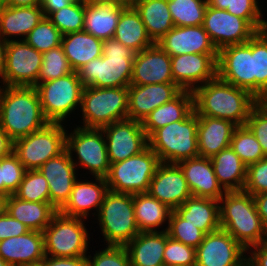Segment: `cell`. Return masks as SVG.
<instances>
[{
  "label": "cell",
  "mask_w": 267,
  "mask_h": 266,
  "mask_svg": "<svg viewBox=\"0 0 267 266\" xmlns=\"http://www.w3.org/2000/svg\"><path fill=\"white\" fill-rule=\"evenodd\" d=\"M5 5L13 7L36 6L41 5V0H5Z\"/></svg>",
  "instance_id": "obj_61"
},
{
  "label": "cell",
  "mask_w": 267,
  "mask_h": 266,
  "mask_svg": "<svg viewBox=\"0 0 267 266\" xmlns=\"http://www.w3.org/2000/svg\"><path fill=\"white\" fill-rule=\"evenodd\" d=\"M198 116L193 111L187 118L157 129L148 146L157 154L160 163L178 162L199 156L197 142Z\"/></svg>",
  "instance_id": "obj_5"
},
{
  "label": "cell",
  "mask_w": 267,
  "mask_h": 266,
  "mask_svg": "<svg viewBox=\"0 0 267 266\" xmlns=\"http://www.w3.org/2000/svg\"><path fill=\"white\" fill-rule=\"evenodd\" d=\"M246 126L254 134L267 157V106L259 101L251 110Z\"/></svg>",
  "instance_id": "obj_51"
},
{
  "label": "cell",
  "mask_w": 267,
  "mask_h": 266,
  "mask_svg": "<svg viewBox=\"0 0 267 266\" xmlns=\"http://www.w3.org/2000/svg\"><path fill=\"white\" fill-rule=\"evenodd\" d=\"M42 61V53L25 40L8 41L5 69L0 78V86L35 87L38 83Z\"/></svg>",
  "instance_id": "obj_13"
},
{
  "label": "cell",
  "mask_w": 267,
  "mask_h": 266,
  "mask_svg": "<svg viewBox=\"0 0 267 266\" xmlns=\"http://www.w3.org/2000/svg\"><path fill=\"white\" fill-rule=\"evenodd\" d=\"M193 111V93L189 90H183L176 98L148 114L141 124L149 138L157 129L175 121L184 120Z\"/></svg>",
  "instance_id": "obj_30"
},
{
  "label": "cell",
  "mask_w": 267,
  "mask_h": 266,
  "mask_svg": "<svg viewBox=\"0 0 267 266\" xmlns=\"http://www.w3.org/2000/svg\"><path fill=\"white\" fill-rule=\"evenodd\" d=\"M62 34L58 28L44 17L27 35L25 41L43 53L61 45Z\"/></svg>",
  "instance_id": "obj_45"
},
{
  "label": "cell",
  "mask_w": 267,
  "mask_h": 266,
  "mask_svg": "<svg viewBox=\"0 0 267 266\" xmlns=\"http://www.w3.org/2000/svg\"><path fill=\"white\" fill-rule=\"evenodd\" d=\"M218 54H183L171 56L174 83L182 90L195 88L217 77Z\"/></svg>",
  "instance_id": "obj_18"
},
{
  "label": "cell",
  "mask_w": 267,
  "mask_h": 266,
  "mask_svg": "<svg viewBox=\"0 0 267 266\" xmlns=\"http://www.w3.org/2000/svg\"><path fill=\"white\" fill-rule=\"evenodd\" d=\"M202 26L217 50L228 45L244 44L258 32L247 20L209 5Z\"/></svg>",
  "instance_id": "obj_15"
},
{
  "label": "cell",
  "mask_w": 267,
  "mask_h": 266,
  "mask_svg": "<svg viewBox=\"0 0 267 266\" xmlns=\"http://www.w3.org/2000/svg\"><path fill=\"white\" fill-rule=\"evenodd\" d=\"M5 6V0H0V8Z\"/></svg>",
  "instance_id": "obj_67"
},
{
  "label": "cell",
  "mask_w": 267,
  "mask_h": 266,
  "mask_svg": "<svg viewBox=\"0 0 267 266\" xmlns=\"http://www.w3.org/2000/svg\"><path fill=\"white\" fill-rule=\"evenodd\" d=\"M133 7L139 13L146 32L154 43L174 27L168 0H135Z\"/></svg>",
  "instance_id": "obj_36"
},
{
  "label": "cell",
  "mask_w": 267,
  "mask_h": 266,
  "mask_svg": "<svg viewBox=\"0 0 267 266\" xmlns=\"http://www.w3.org/2000/svg\"><path fill=\"white\" fill-rule=\"evenodd\" d=\"M247 251L224 229L205 234L195 266H246Z\"/></svg>",
  "instance_id": "obj_16"
},
{
  "label": "cell",
  "mask_w": 267,
  "mask_h": 266,
  "mask_svg": "<svg viewBox=\"0 0 267 266\" xmlns=\"http://www.w3.org/2000/svg\"><path fill=\"white\" fill-rule=\"evenodd\" d=\"M30 229L5 212L0 216V241L7 238L18 237L27 233Z\"/></svg>",
  "instance_id": "obj_53"
},
{
  "label": "cell",
  "mask_w": 267,
  "mask_h": 266,
  "mask_svg": "<svg viewBox=\"0 0 267 266\" xmlns=\"http://www.w3.org/2000/svg\"><path fill=\"white\" fill-rule=\"evenodd\" d=\"M43 114L50 123H67L71 114L79 112L82 90L78 73L73 71L55 80L37 83Z\"/></svg>",
  "instance_id": "obj_9"
},
{
  "label": "cell",
  "mask_w": 267,
  "mask_h": 266,
  "mask_svg": "<svg viewBox=\"0 0 267 266\" xmlns=\"http://www.w3.org/2000/svg\"><path fill=\"white\" fill-rule=\"evenodd\" d=\"M147 193L173 211L192 196L180 167L167 163L158 165Z\"/></svg>",
  "instance_id": "obj_20"
},
{
  "label": "cell",
  "mask_w": 267,
  "mask_h": 266,
  "mask_svg": "<svg viewBox=\"0 0 267 266\" xmlns=\"http://www.w3.org/2000/svg\"><path fill=\"white\" fill-rule=\"evenodd\" d=\"M45 256L43 232L29 230L18 237L0 241V257L10 266L40 263Z\"/></svg>",
  "instance_id": "obj_26"
},
{
  "label": "cell",
  "mask_w": 267,
  "mask_h": 266,
  "mask_svg": "<svg viewBox=\"0 0 267 266\" xmlns=\"http://www.w3.org/2000/svg\"><path fill=\"white\" fill-rule=\"evenodd\" d=\"M243 191L252 196L267 192V157L247 166Z\"/></svg>",
  "instance_id": "obj_52"
},
{
  "label": "cell",
  "mask_w": 267,
  "mask_h": 266,
  "mask_svg": "<svg viewBox=\"0 0 267 266\" xmlns=\"http://www.w3.org/2000/svg\"><path fill=\"white\" fill-rule=\"evenodd\" d=\"M169 237L181 243L197 248L203 241L205 233L195 225L187 223L175 211H172L167 229Z\"/></svg>",
  "instance_id": "obj_46"
},
{
  "label": "cell",
  "mask_w": 267,
  "mask_h": 266,
  "mask_svg": "<svg viewBox=\"0 0 267 266\" xmlns=\"http://www.w3.org/2000/svg\"><path fill=\"white\" fill-rule=\"evenodd\" d=\"M0 165L5 195H13L17 191L27 170L13 152L1 158Z\"/></svg>",
  "instance_id": "obj_48"
},
{
  "label": "cell",
  "mask_w": 267,
  "mask_h": 266,
  "mask_svg": "<svg viewBox=\"0 0 267 266\" xmlns=\"http://www.w3.org/2000/svg\"><path fill=\"white\" fill-rule=\"evenodd\" d=\"M6 45L7 41L0 37V78L2 77L5 69Z\"/></svg>",
  "instance_id": "obj_62"
},
{
  "label": "cell",
  "mask_w": 267,
  "mask_h": 266,
  "mask_svg": "<svg viewBox=\"0 0 267 266\" xmlns=\"http://www.w3.org/2000/svg\"><path fill=\"white\" fill-rule=\"evenodd\" d=\"M217 77L255 97L253 37L244 44L228 45L218 50Z\"/></svg>",
  "instance_id": "obj_14"
},
{
  "label": "cell",
  "mask_w": 267,
  "mask_h": 266,
  "mask_svg": "<svg viewBox=\"0 0 267 266\" xmlns=\"http://www.w3.org/2000/svg\"><path fill=\"white\" fill-rule=\"evenodd\" d=\"M125 7L115 5H89L84 2L83 31L107 40L114 37L116 27Z\"/></svg>",
  "instance_id": "obj_38"
},
{
  "label": "cell",
  "mask_w": 267,
  "mask_h": 266,
  "mask_svg": "<svg viewBox=\"0 0 267 266\" xmlns=\"http://www.w3.org/2000/svg\"><path fill=\"white\" fill-rule=\"evenodd\" d=\"M42 55L38 83L55 80L73 72L61 45L43 52Z\"/></svg>",
  "instance_id": "obj_44"
},
{
  "label": "cell",
  "mask_w": 267,
  "mask_h": 266,
  "mask_svg": "<svg viewBox=\"0 0 267 266\" xmlns=\"http://www.w3.org/2000/svg\"><path fill=\"white\" fill-rule=\"evenodd\" d=\"M192 196L219 200L225 190L218 183L210 158L195 157L177 163Z\"/></svg>",
  "instance_id": "obj_25"
},
{
  "label": "cell",
  "mask_w": 267,
  "mask_h": 266,
  "mask_svg": "<svg viewBox=\"0 0 267 266\" xmlns=\"http://www.w3.org/2000/svg\"><path fill=\"white\" fill-rule=\"evenodd\" d=\"M210 159L217 181L225 191H243L247 166L230 146Z\"/></svg>",
  "instance_id": "obj_35"
},
{
  "label": "cell",
  "mask_w": 267,
  "mask_h": 266,
  "mask_svg": "<svg viewBox=\"0 0 267 266\" xmlns=\"http://www.w3.org/2000/svg\"><path fill=\"white\" fill-rule=\"evenodd\" d=\"M38 170L47 180L51 205L59 211L68 201L79 171L66 149L45 162Z\"/></svg>",
  "instance_id": "obj_19"
},
{
  "label": "cell",
  "mask_w": 267,
  "mask_h": 266,
  "mask_svg": "<svg viewBox=\"0 0 267 266\" xmlns=\"http://www.w3.org/2000/svg\"><path fill=\"white\" fill-rule=\"evenodd\" d=\"M102 130L110 164L139 154L148 146V137L139 121L124 119L104 126Z\"/></svg>",
  "instance_id": "obj_17"
},
{
  "label": "cell",
  "mask_w": 267,
  "mask_h": 266,
  "mask_svg": "<svg viewBox=\"0 0 267 266\" xmlns=\"http://www.w3.org/2000/svg\"><path fill=\"white\" fill-rule=\"evenodd\" d=\"M87 266H131L125 246L106 245L93 256L87 255Z\"/></svg>",
  "instance_id": "obj_49"
},
{
  "label": "cell",
  "mask_w": 267,
  "mask_h": 266,
  "mask_svg": "<svg viewBox=\"0 0 267 266\" xmlns=\"http://www.w3.org/2000/svg\"><path fill=\"white\" fill-rule=\"evenodd\" d=\"M207 0H168L174 26H200L203 24Z\"/></svg>",
  "instance_id": "obj_39"
},
{
  "label": "cell",
  "mask_w": 267,
  "mask_h": 266,
  "mask_svg": "<svg viewBox=\"0 0 267 266\" xmlns=\"http://www.w3.org/2000/svg\"><path fill=\"white\" fill-rule=\"evenodd\" d=\"M157 154L147 146L141 153L117 163H111L105 177L108 189L115 193H147L156 168Z\"/></svg>",
  "instance_id": "obj_10"
},
{
  "label": "cell",
  "mask_w": 267,
  "mask_h": 266,
  "mask_svg": "<svg viewBox=\"0 0 267 266\" xmlns=\"http://www.w3.org/2000/svg\"><path fill=\"white\" fill-rule=\"evenodd\" d=\"M166 231L140 232L125 245L131 266H164Z\"/></svg>",
  "instance_id": "obj_29"
},
{
  "label": "cell",
  "mask_w": 267,
  "mask_h": 266,
  "mask_svg": "<svg viewBox=\"0 0 267 266\" xmlns=\"http://www.w3.org/2000/svg\"><path fill=\"white\" fill-rule=\"evenodd\" d=\"M74 129L66 132V150L77 171L88 170L91 177L105 178L109 172L110 161L102 128H85L75 124ZM75 155V156H74Z\"/></svg>",
  "instance_id": "obj_8"
},
{
  "label": "cell",
  "mask_w": 267,
  "mask_h": 266,
  "mask_svg": "<svg viewBox=\"0 0 267 266\" xmlns=\"http://www.w3.org/2000/svg\"><path fill=\"white\" fill-rule=\"evenodd\" d=\"M13 195L20 200L50 202L47 180L39 170H27Z\"/></svg>",
  "instance_id": "obj_43"
},
{
  "label": "cell",
  "mask_w": 267,
  "mask_h": 266,
  "mask_svg": "<svg viewBox=\"0 0 267 266\" xmlns=\"http://www.w3.org/2000/svg\"><path fill=\"white\" fill-rule=\"evenodd\" d=\"M104 245L125 246L140 231L136 223L133 195L108 191L95 217ZM106 243V244H105Z\"/></svg>",
  "instance_id": "obj_6"
},
{
  "label": "cell",
  "mask_w": 267,
  "mask_h": 266,
  "mask_svg": "<svg viewBox=\"0 0 267 266\" xmlns=\"http://www.w3.org/2000/svg\"><path fill=\"white\" fill-rule=\"evenodd\" d=\"M62 35L80 32L84 28V1L73 0L68 6L52 12L47 17Z\"/></svg>",
  "instance_id": "obj_42"
},
{
  "label": "cell",
  "mask_w": 267,
  "mask_h": 266,
  "mask_svg": "<svg viewBox=\"0 0 267 266\" xmlns=\"http://www.w3.org/2000/svg\"><path fill=\"white\" fill-rule=\"evenodd\" d=\"M86 4L89 5H115L123 7L133 6L135 0H83Z\"/></svg>",
  "instance_id": "obj_59"
},
{
  "label": "cell",
  "mask_w": 267,
  "mask_h": 266,
  "mask_svg": "<svg viewBox=\"0 0 267 266\" xmlns=\"http://www.w3.org/2000/svg\"><path fill=\"white\" fill-rule=\"evenodd\" d=\"M182 91L175 83L129 85L127 119L142 122L157 107L170 102Z\"/></svg>",
  "instance_id": "obj_21"
},
{
  "label": "cell",
  "mask_w": 267,
  "mask_h": 266,
  "mask_svg": "<svg viewBox=\"0 0 267 266\" xmlns=\"http://www.w3.org/2000/svg\"><path fill=\"white\" fill-rule=\"evenodd\" d=\"M79 111L85 128H103L127 119L128 87H84Z\"/></svg>",
  "instance_id": "obj_7"
},
{
  "label": "cell",
  "mask_w": 267,
  "mask_h": 266,
  "mask_svg": "<svg viewBox=\"0 0 267 266\" xmlns=\"http://www.w3.org/2000/svg\"><path fill=\"white\" fill-rule=\"evenodd\" d=\"M6 212L30 230L43 232L58 212L50 202H31L8 196Z\"/></svg>",
  "instance_id": "obj_34"
},
{
  "label": "cell",
  "mask_w": 267,
  "mask_h": 266,
  "mask_svg": "<svg viewBox=\"0 0 267 266\" xmlns=\"http://www.w3.org/2000/svg\"><path fill=\"white\" fill-rule=\"evenodd\" d=\"M174 211L205 234L221 228L219 200L191 196Z\"/></svg>",
  "instance_id": "obj_31"
},
{
  "label": "cell",
  "mask_w": 267,
  "mask_h": 266,
  "mask_svg": "<svg viewBox=\"0 0 267 266\" xmlns=\"http://www.w3.org/2000/svg\"><path fill=\"white\" fill-rule=\"evenodd\" d=\"M113 38L136 53L154 44L146 32L139 13L133 6L125 7L121 11Z\"/></svg>",
  "instance_id": "obj_37"
},
{
  "label": "cell",
  "mask_w": 267,
  "mask_h": 266,
  "mask_svg": "<svg viewBox=\"0 0 267 266\" xmlns=\"http://www.w3.org/2000/svg\"><path fill=\"white\" fill-rule=\"evenodd\" d=\"M72 1L73 0H41V7L45 17H48L52 12L68 6Z\"/></svg>",
  "instance_id": "obj_56"
},
{
  "label": "cell",
  "mask_w": 267,
  "mask_h": 266,
  "mask_svg": "<svg viewBox=\"0 0 267 266\" xmlns=\"http://www.w3.org/2000/svg\"><path fill=\"white\" fill-rule=\"evenodd\" d=\"M133 204L135 219L140 232L167 231L173 211L168 206L148 193L134 194Z\"/></svg>",
  "instance_id": "obj_33"
},
{
  "label": "cell",
  "mask_w": 267,
  "mask_h": 266,
  "mask_svg": "<svg viewBox=\"0 0 267 266\" xmlns=\"http://www.w3.org/2000/svg\"><path fill=\"white\" fill-rule=\"evenodd\" d=\"M207 2L213 8L232 11V0H207Z\"/></svg>",
  "instance_id": "obj_60"
},
{
  "label": "cell",
  "mask_w": 267,
  "mask_h": 266,
  "mask_svg": "<svg viewBox=\"0 0 267 266\" xmlns=\"http://www.w3.org/2000/svg\"><path fill=\"white\" fill-rule=\"evenodd\" d=\"M13 152V141L0 128V159L10 155Z\"/></svg>",
  "instance_id": "obj_58"
},
{
  "label": "cell",
  "mask_w": 267,
  "mask_h": 266,
  "mask_svg": "<svg viewBox=\"0 0 267 266\" xmlns=\"http://www.w3.org/2000/svg\"><path fill=\"white\" fill-rule=\"evenodd\" d=\"M259 0H232V11L229 13L247 20L258 32L267 29V20L263 18V11Z\"/></svg>",
  "instance_id": "obj_50"
},
{
  "label": "cell",
  "mask_w": 267,
  "mask_h": 266,
  "mask_svg": "<svg viewBox=\"0 0 267 266\" xmlns=\"http://www.w3.org/2000/svg\"><path fill=\"white\" fill-rule=\"evenodd\" d=\"M0 193L5 194V186L2 181V175H1V165H0Z\"/></svg>",
  "instance_id": "obj_64"
},
{
  "label": "cell",
  "mask_w": 267,
  "mask_h": 266,
  "mask_svg": "<svg viewBox=\"0 0 267 266\" xmlns=\"http://www.w3.org/2000/svg\"><path fill=\"white\" fill-rule=\"evenodd\" d=\"M247 253L246 266H267V242L249 248Z\"/></svg>",
  "instance_id": "obj_54"
},
{
  "label": "cell",
  "mask_w": 267,
  "mask_h": 266,
  "mask_svg": "<svg viewBox=\"0 0 267 266\" xmlns=\"http://www.w3.org/2000/svg\"><path fill=\"white\" fill-rule=\"evenodd\" d=\"M164 265L195 266L196 248L185 245L169 237L166 231V245L164 251Z\"/></svg>",
  "instance_id": "obj_47"
},
{
  "label": "cell",
  "mask_w": 267,
  "mask_h": 266,
  "mask_svg": "<svg viewBox=\"0 0 267 266\" xmlns=\"http://www.w3.org/2000/svg\"><path fill=\"white\" fill-rule=\"evenodd\" d=\"M45 17L41 5L0 8V37L5 41L25 40Z\"/></svg>",
  "instance_id": "obj_27"
},
{
  "label": "cell",
  "mask_w": 267,
  "mask_h": 266,
  "mask_svg": "<svg viewBox=\"0 0 267 266\" xmlns=\"http://www.w3.org/2000/svg\"><path fill=\"white\" fill-rule=\"evenodd\" d=\"M8 196L0 193V216H2L7 209Z\"/></svg>",
  "instance_id": "obj_63"
},
{
  "label": "cell",
  "mask_w": 267,
  "mask_h": 266,
  "mask_svg": "<svg viewBox=\"0 0 267 266\" xmlns=\"http://www.w3.org/2000/svg\"><path fill=\"white\" fill-rule=\"evenodd\" d=\"M170 56L183 54H218L203 26H174L156 42Z\"/></svg>",
  "instance_id": "obj_24"
},
{
  "label": "cell",
  "mask_w": 267,
  "mask_h": 266,
  "mask_svg": "<svg viewBox=\"0 0 267 266\" xmlns=\"http://www.w3.org/2000/svg\"><path fill=\"white\" fill-rule=\"evenodd\" d=\"M237 127L230 120L198 116L197 142L199 156L212 158L230 146L233 132Z\"/></svg>",
  "instance_id": "obj_28"
},
{
  "label": "cell",
  "mask_w": 267,
  "mask_h": 266,
  "mask_svg": "<svg viewBox=\"0 0 267 266\" xmlns=\"http://www.w3.org/2000/svg\"><path fill=\"white\" fill-rule=\"evenodd\" d=\"M66 128V124L49 122L42 129L15 140L13 153L26 170H38L45 162L65 150Z\"/></svg>",
  "instance_id": "obj_12"
},
{
  "label": "cell",
  "mask_w": 267,
  "mask_h": 266,
  "mask_svg": "<svg viewBox=\"0 0 267 266\" xmlns=\"http://www.w3.org/2000/svg\"><path fill=\"white\" fill-rule=\"evenodd\" d=\"M262 102L267 106V95H266L265 98L262 100Z\"/></svg>",
  "instance_id": "obj_68"
},
{
  "label": "cell",
  "mask_w": 267,
  "mask_h": 266,
  "mask_svg": "<svg viewBox=\"0 0 267 266\" xmlns=\"http://www.w3.org/2000/svg\"><path fill=\"white\" fill-rule=\"evenodd\" d=\"M174 83L171 56L157 43L135 54L130 85Z\"/></svg>",
  "instance_id": "obj_23"
},
{
  "label": "cell",
  "mask_w": 267,
  "mask_h": 266,
  "mask_svg": "<svg viewBox=\"0 0 267 266\" xmlns=\"http://www.w3.org/2000/svg\"><path fill=\"white\" fill-rule=\"evenodd\" d=\"M48 123L36 87L0 86V128L13 142Z\"/></svg>",
  "instance_id": "obj_2"
},
{
  "label": "cell",
  "mask_w": 267,
  "mask_h": 266,
  "mask_svg": "<svg viewBox=\"0 0 267 266\" xmlns=\"http://www.w3.org/2000/svg\"><path fill=\"white\" fill-rule=\"evenodd\" d=\"M92 178L95 179L89 181L87 178L85 180L78 178L76 180L68 201L58 211L59 213L68 217L83 218L86 220L91 215L94 217L97 215L109 189L105 178Z\"/></svg>",
  "instance_id": "obj_22"
},
{
  "label": "cell",
  "mask_w": 267,
  "mask_h": 266,
  "mask_svg": "<svg viewBox=\"0 0 267 266\" xmlns=\"http://www.w3.org/2000/svg\"><path fill=\"white\" fill-rule=\"evenodd\" d=\"M255 97L262 101L267 95V29L253 36Z\"/></svg>",
  "instance_id": "obj_40"
},
{
  "label": "cell",
  "mask_w": 267,
  "mask_h": 266,
  "mask_svg": "<svg viewBox=\"0 0 267 266\" xmlns=\"http://www.w3.org/2000/svg\"><path fill=\"white\" fill-rule=\"evenodd\" d=\"M0 266H10V265L0 257Z\"/></svg>",
  "instance_id": "obj_65"
},
{
  "label": "cell",
  "mask_w": 267,
  "mask_h": 266,
  "mask_svg": "<svg viewBox=\"0 0 267 266\" xmlns=\"http://www.w3.org/2000/svg\"><path fill=\"white\" fill-rule=\"evenodd\" d=\"M257 212L267 230V192L253 195Z\"/></svg>",
  "instance_id": "obj_57"
},
{
  "label": "cell",
  "mask_w": 267,
  "mask_h": 266,
  "mask_svg": "<svg viewBox=\"0 0 267 266\" xmlns=\"http://www.w3.org/2000/svg\"><path fill=\"white\" fill-rule=\"evenodd\" d=\"M85 221L83 218L68 217L57 212L43 231L45 255L78 257L90 254L88 249L91 237Z\"/></svg>",
  "instance_id": "obj_11"
},
{
  "label": "cell",
  "mask_w": 267,
  "mask_h": 266,
  "mask_svg": "<svg viewBox=\"0 0 267 266\" xmlns=\"http://www.w3.org/2000/svg\"><path fill=\"white\" fill-rule=\"evenodd\" d=\"M220 226L246 251L267 242V230L254 198L245 191H226L219 199Z\"/></svg>",
  "instance_id": "obj_3"
},
{
  "label": "cell",
  "mask_w": 267,
  "mask_h": 266,
  "mask_svg": "<svg viewBox=\"0 0 267 266\" xmlns=\"http://www.w3.org/2000/svg\"><path fill=\"white\" fill-rule=\"evenodd\" d=\"M44 266H87L86 256L51 257L45 256L41 261Z\"/></svg>",
  "instance_id": "obj_55"
},
{
  "label": "cell",
  "mask_w": 267,
  "mask_h": 266,
  "mask_svg": "<svg viewBox=\"0 0 267 266\" xmlns=\"http://www.w3.org/2000/svg\"><path fill=\"white\" fill-rule=\"evenodd\" d=\"M26 266H44V264L42 262H40V263L26 265Z\"/></svg>",
  "instance_id": "obj_66"
},
{
  "label": "cell",
  "mask_w": 267,
  "mask_h": 266,
  "mask_svg": "<svg viewBox=\"0 0 267 266\" xmlns=\"http://www.w3.org/2000/svg\"><path fill=\"white\" fill-rule=\"evenodd\" d=\"M193 107L197 116H208L246 125L251 110L259 102L248 91L216 77L195 88Z\"/></svg>",
  "instance_id": "obj_1"
},
{
  "label": "cell",
  "mask_w": 267,
  "mask_h": 266,
  "mask_svg": "<svg viewBox=\"0 0 267 266\" xmlns=\"http://www.w3.org/2000/svg\"><path fill=\"white\" fill-rule=\"evenodd\" d=\"M136 52L114 38L103 40L102 56L81 67L77 73L84 87H128Z\"/></svg>",
  "instance_id": "obj_4"
},
{
  "label": "cell",
  "mask_w": 267,
  "mask_h": 266,
  "mask_svg": "<svg viewBox=\"0 0 267 266\" xmlns=\"http://www.w3.org/2000/svg\"><path fill=\"white\" fill-rule=\"evenodd\" d=\"M61 46L73 71L77 72L89 61L102 56L103 40L85 32L62 35Z\"/></svg>",
  "instance_id": "obj_32"
},
{
  "label": "cell",
  "mask_w": 267,
  "mask_h": 266,
  "mask_svg": "<svg viewBox=\"0 0 267 266\" xmlns=\"http://www.w3.org/2000/svg\"><path fill=\"white\" fill-rule=\"evenodd\" d=\"M230 147L246 166L265 157L261 145L246 125L235 128Z\"/></svg>",
  "instance_id": "obj_41"
}]
</instances>
